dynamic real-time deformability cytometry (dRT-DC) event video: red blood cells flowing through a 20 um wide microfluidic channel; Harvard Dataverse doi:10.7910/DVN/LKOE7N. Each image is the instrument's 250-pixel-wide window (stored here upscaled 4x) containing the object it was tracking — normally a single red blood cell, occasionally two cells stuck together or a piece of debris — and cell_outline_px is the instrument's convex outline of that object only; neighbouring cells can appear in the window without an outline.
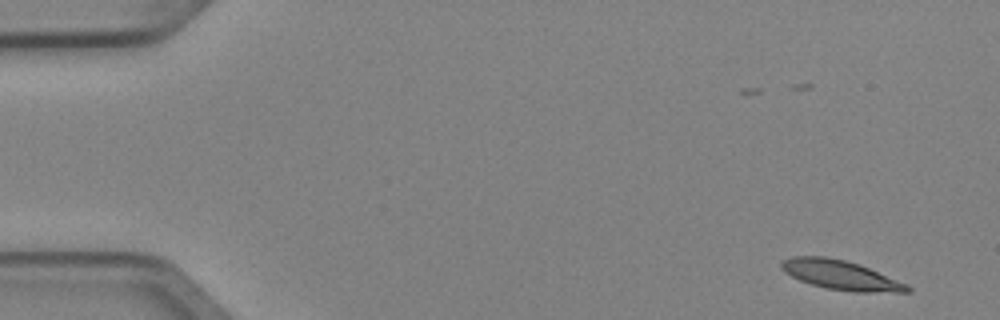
{"species": "Egyptian fruit bat (a non-hibernating species)", "species_latin": "Rousettus aegyptiacus", "temperature_condition": "cold", "stored_images_in_passage": 4, "camera_frame_rate_fps": 3000, "um_per_image_px": 0.085, "animal": {"sex": "female"}, "frame": {"image": 1, "passage_image": 1, "time_ms": 0.0, "image_size_px": [1000, 320], "cell_outline_px": [[912, 292], [852, 292], [828, 288], [812, 284], [800, 280], [784, 272], [780, 268], [780, 264], [784, 260], [792, 256], [824, 256], [844, 260], [860, 264], [908, 284], [912, 288]], "centroid_in_image_um": [71.49, 23.38], "position_along_channel_um": 13.5, "area_um2": 21.56}}
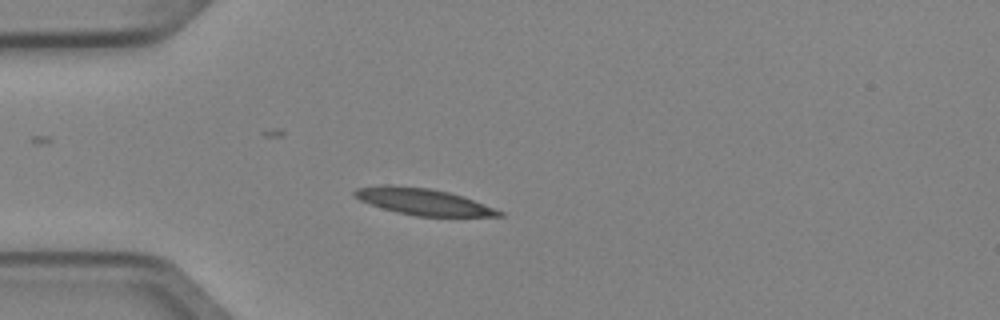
{"frame": {"image": 2, "passage_image": 4, "time_ms": 1.0, "image_size_px": [1000, 320], "cell_outline_px": [[504, 216], [416, 216], [396, 212], [360, 200], [352, 196], [352, 192], [356, 188], [428, 188], [448, 192], [472, 200], [504, 212]], "centroid_in_image_um": [36.05, 17.2], "position_along_channel_um": 49.0, "area_um2": 20.92}}